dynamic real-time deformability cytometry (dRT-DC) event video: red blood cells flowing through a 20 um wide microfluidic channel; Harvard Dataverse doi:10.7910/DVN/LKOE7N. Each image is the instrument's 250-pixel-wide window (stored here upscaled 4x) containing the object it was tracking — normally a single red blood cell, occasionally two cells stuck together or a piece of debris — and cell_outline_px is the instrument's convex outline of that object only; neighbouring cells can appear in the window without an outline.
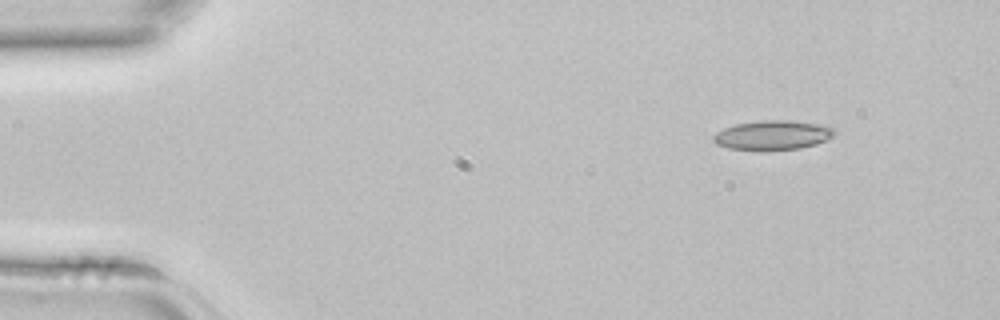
{"species": "common noctule bat (a hibernating species)", "species_latin": "Nyctalus noctula", "temperature_condition": "room temperature", "stored_images_in_passage": 2, "camera_frame_rate_fps": 3000, "um_per_image_px": 0.085, "animal": {"sex": "female", "body_mass_g": 22.7, "forearm_length_mm": 54.2}, "frame": {"image": 1, "passage_image": 1, "time_ms": 0.0, "image_size_px": [1000, 320], "cell_outline_px": [[836, 132], [832, 136], [816, 144], [800, 148], [764, 152], [728, 148], [716, 144], [712, 140], [712, 136], [716, 132], [724, 128], [736, 124], [760, 120], [792, 120], [824, 124], [832, 128]], "centroid_in_image_um": [65.65, 11.5], "position_along_channel_um": 19.4, "area_um2": 21.27}}
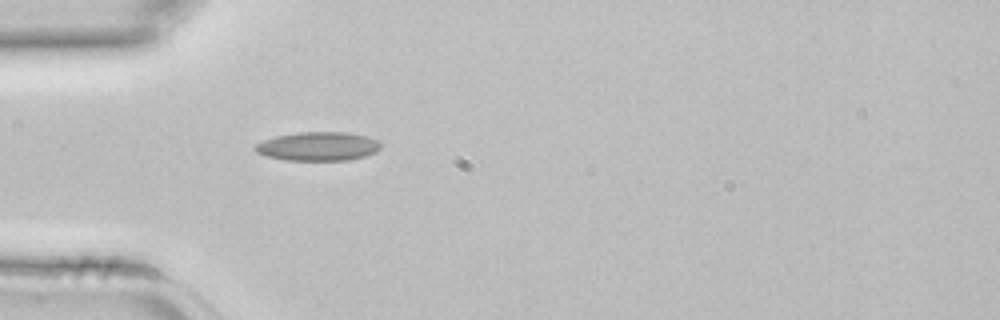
{"frame": {"image": 2, "passage_image": 2, "time_ms": 0.333, "image_size_px": [1000, 320], "cell_outline_px": [[380, 148], [376, 152], [364, 156], [348, 160], [284, 160], [264, 156], [256, 152], [252, 148], [256, 144], [264, 140], [276, 136], [300, 132], [348, 132], [368, 136], [376, 140], [380, 144]], "centroid_in_image_um": [27.01, 12.44], "position_along_channel_um": 58.0, "area_um2": 21.15}}